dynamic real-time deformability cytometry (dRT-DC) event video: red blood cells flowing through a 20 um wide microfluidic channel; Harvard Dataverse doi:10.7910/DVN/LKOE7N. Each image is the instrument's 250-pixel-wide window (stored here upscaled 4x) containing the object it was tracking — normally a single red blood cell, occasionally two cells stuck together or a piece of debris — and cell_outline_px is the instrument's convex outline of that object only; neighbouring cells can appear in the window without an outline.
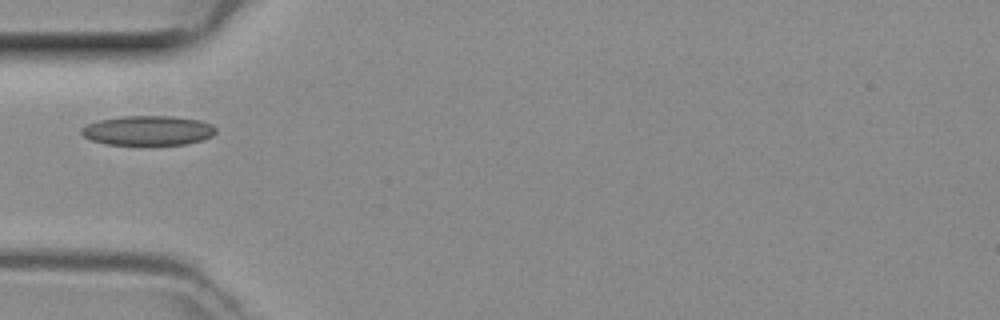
{"species": "common noctule bat (a hibernating species)", "species_latin": "Nyctalus noctula", "temperature_condition": "room temperature", "stored_images_in_passage": 3, "camera_frame_rate_fps": 3000, "um_per_image_px": 0.085, "animal": {"sex": "female", "body_mass_g": 29.2, "forearm_length_mm": 56.3}, "frame": {"image": 1, "passage_image": 1, "time_ms": 0.0, "image_size_px": [1000, 320], "cell_outline_px": [[216, 132], [212, 136], [200, 140], [184, 144], [108, 144], [92, 140], [84, 136], [80, 132], [80, 128], [88, 124], [100, 120], [120, 116], [172, 116], [200, 120], [212, 124], [216, 128]], "centroid_in_image_um": [12.59, 11.08], "position_along_channel_um": 72.4, "area_um2": 23.0}}